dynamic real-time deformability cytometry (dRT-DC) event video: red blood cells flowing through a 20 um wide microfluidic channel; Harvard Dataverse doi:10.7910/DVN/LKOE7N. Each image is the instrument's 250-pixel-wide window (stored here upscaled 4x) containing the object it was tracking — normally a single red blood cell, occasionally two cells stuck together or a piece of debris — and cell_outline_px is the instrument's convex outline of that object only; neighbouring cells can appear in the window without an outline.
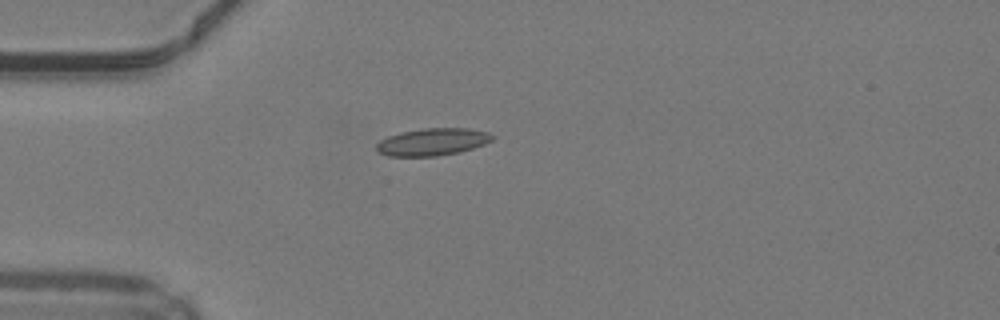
{"species": "common noctule bat (a hibernating species)", "species_latin": "Nyctalus noctula", "temperature_condition": "warm", "stored_images_in_passage": 3, "camera_frame_rate_fps": 3000, "um_per_image_px": 0.085, "animal": {"sex": "male", "body_mass_g": 19.2, "forearm_length_mm": 51.8}, "frame": {"image": 1, "passage_image": 1, "time_ms": 0.0, "image_size_px": [1000, 320], "cell_outline_px": [[496, 136], [492, 140], [484, 144], [460, 152], [436, 156], [388, 156], [376, 152], [376, 144], [380, 140], [388, 136], [400, 132], [420, 128], [468, 128], [488, 132]], "centroid_in_image_um": [36.74, 12.05], "position_along_channel_um": 48.3, "area_um2": 18.61}}